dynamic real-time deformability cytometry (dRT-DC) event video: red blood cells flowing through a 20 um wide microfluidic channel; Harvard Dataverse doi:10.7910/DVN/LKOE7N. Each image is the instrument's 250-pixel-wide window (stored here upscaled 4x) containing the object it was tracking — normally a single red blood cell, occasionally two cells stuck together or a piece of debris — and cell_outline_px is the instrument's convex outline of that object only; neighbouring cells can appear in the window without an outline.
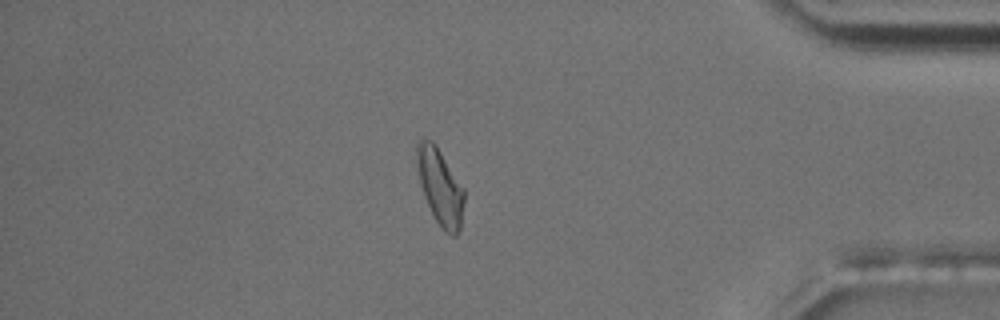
{"species": "common noctule bat (a hibernating species)", "species_latin": "Nyctalus noctula", "temperature_condition": "room temperature", "stored_images_in_passage": 56, "camera_frame_rate_fps": 3000, "um_per_image_px": 0.085, "animal": {"sex": "male", "body_mass_g": 17.5, "forearm_length_mm": 52.3}, "frame": {"image": 1, "passage_image": 48, "time_ms": 15.667, "image_size_px": [1000, 320], "cell_outline_px": [[464, 200], [460, 228], [456, 236], [452, 236], [444, 232], [436, 220], [424, 196], [420, 184], [416, 164], [416, 140], [432, 140], [436, 144], [464, 188]], "centroid_in_image_um": [37.4, 15.86], "position_along_channel_um": 397.8, "area_um2": 20.98}, "authors_computed_cell_mechanics": {"area_um2": 19.3052, "velocity_mm_per_s": 3.6942, "shape_relaxation_time_tau1_ms": null, "shape_relaxation_time_tau2_ms": 2.4647, "deformation_change_tau1": null, "deformation_change_tau2": 0.0884}}